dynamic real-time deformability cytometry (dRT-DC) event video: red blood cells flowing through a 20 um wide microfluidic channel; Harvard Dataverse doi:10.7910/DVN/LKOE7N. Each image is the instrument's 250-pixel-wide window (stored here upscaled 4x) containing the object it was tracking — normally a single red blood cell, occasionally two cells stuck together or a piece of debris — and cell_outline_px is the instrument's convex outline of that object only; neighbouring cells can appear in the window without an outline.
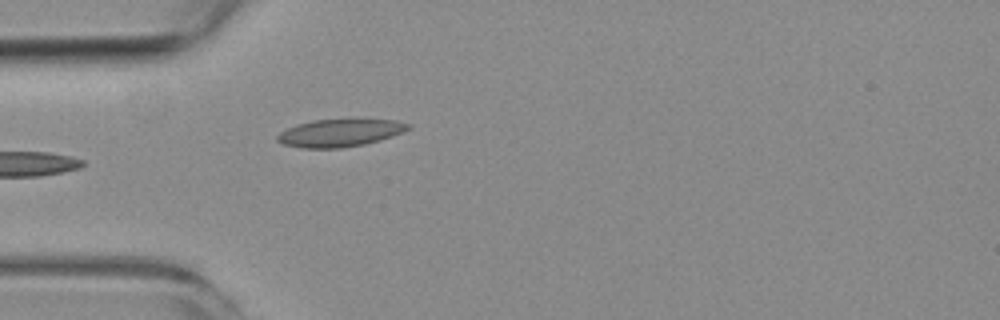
{"species": "common noctule bat (a hibernating species)", "species_latin": "Nyctalus noctula", "temperature_condition": "room temperature", "stored_images_in_passage": 6, "camera_frame_rate_fps": 3000, "um_per_image_px": 0.085, "animal": {"sex": "female", "body_mass_g": 19.3, "forearm_length_mm": 54.1}, "frame": {"image": 1, "passage_image": 6, "time_ms": 5.667, "image_size_px": [1000, 320], "cell_outline_px": [[412, 124], [408, 128], [392, 136], [380, 140], [364, 144], [340, 148], [304, 148], [284, 144], [276, 140], [276, 136], [280, 132], [296, 124], [312, 120], [396, 120]], "centroid_in_image_um": [28.85, 11.3], "position_along_channel_um": 56.1, "area_um2": 20.69}}